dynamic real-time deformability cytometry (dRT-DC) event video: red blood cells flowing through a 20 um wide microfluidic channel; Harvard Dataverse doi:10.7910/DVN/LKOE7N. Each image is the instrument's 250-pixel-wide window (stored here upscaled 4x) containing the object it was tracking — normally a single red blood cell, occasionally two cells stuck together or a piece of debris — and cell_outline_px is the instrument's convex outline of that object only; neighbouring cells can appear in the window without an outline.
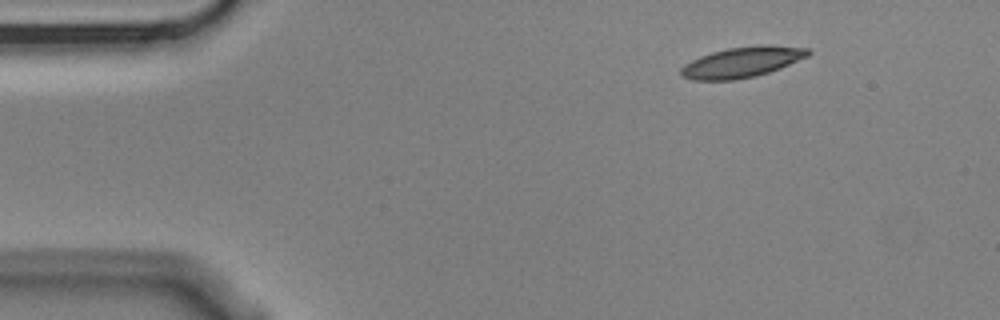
{"species": "Egyptian fruit bat (a non-hibernating species)", "species_latin": "Rousettus aegyptiacus", "temperature_condition": "cold", "stored_images_in_passage": 4, "camera_frame_rate_fps": 3000, "um_per_image_px": 0.085, "animal": {"sex": "male"}, "frame": {"image": 1, "passage_image": 1, "time_ms": 0.0, "image_size_px": [1000, 320], "cell_outline_px": [[812, 52], [808, 56], [780, 68], [756, 76], [736, 80], [692, 80], [680, 76], [680, 68], [684, 64], [700, 56], [712, 52], [728, 48], [756, 44], [772, 44], [808, 48]], "centroid_in_image_um": [63.08, 5.27], "position_along_channel_um": 21.9, "area_um2": 22.95}}
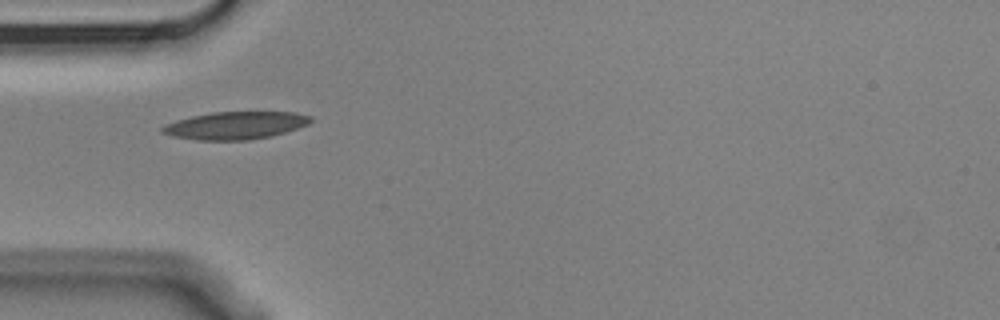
{"frame": {"image": 2, "passage_image": 3, "time_ms": 0.667, "image_size_px": [1000, 320], "cell_outline_px": [[312, 120], [308, 124], [272, 136], [248, 140], [196, 140], [172, 136], [160, 132], [160, 128], [164, 124], [176, 120], [192, 116], [212, 112], [296, 112], [312, 116]], "centroid_in_image_um": [19.98, 10.66], "position_along_channel_um": 65.0, "area_um2": 23.93}}
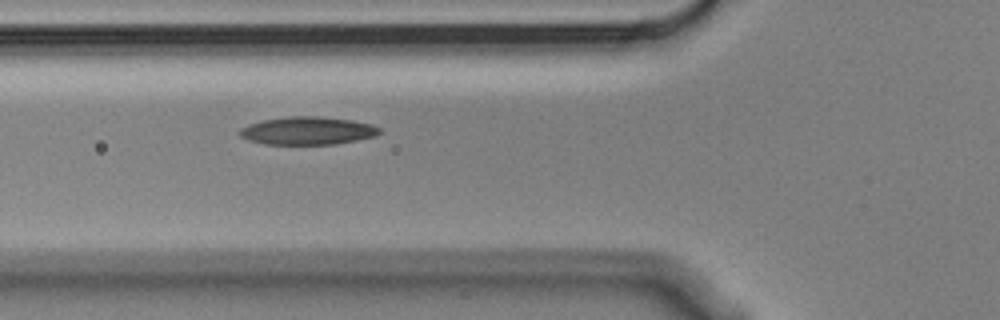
{"frame": {"image": 3, "passage_image": 4, "time_ms": 1.0, "image_size_px": [1000, 320], "cell_outline_px": [[380, 132], [376, 136], [336, 144], [264, 144], [248, 140], [240, 136], [236, 132], [240, 128], [248, 124], [264, 120], [288, 116], [320, 116], [352, 120], [372, 124], [380, 128]], "centroid_in_image_um": [26.12, 11.11], "position_along_channel_um": 99.7, "area_um2": 22.89}}